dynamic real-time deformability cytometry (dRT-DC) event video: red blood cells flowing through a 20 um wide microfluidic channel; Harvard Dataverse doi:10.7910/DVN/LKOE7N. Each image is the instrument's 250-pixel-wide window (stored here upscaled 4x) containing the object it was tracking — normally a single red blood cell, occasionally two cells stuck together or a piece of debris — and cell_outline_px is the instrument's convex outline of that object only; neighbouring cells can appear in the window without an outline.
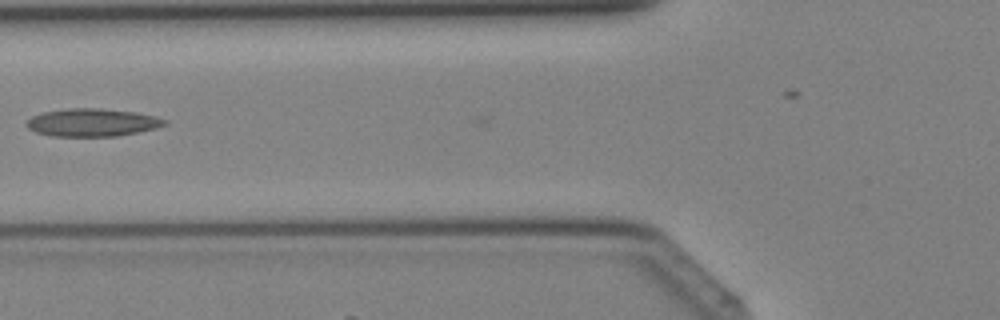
{"species": "Egyptian fruit bat (a non-hibernating species)", "species_latin": "Rousettus aegyptiacus", "temperature_condition": "cold", "stored_images_in_passage": 23, "camera_frame_rate_fps": 3000, "um_per_image_px": 0.085, "animal": {"sex": "female"}, "frame": {"image": 1, "passage_image": 6, "time_ms": 1.667, "image_size_px": [1000, 320], "cell_outline_px": [[168, 124], [156, 128], [116, 136], [52, 136], [36, 132], [28, 128], [24, 124], [32, 116], [40, 112], [68, 108], [100, 108], [136, 112], [156, 116], [168, 120]], "centroid_in_image_um": [7.84, 10.4], "position_along_channel_um": 118.0, "area_um2": 22.54}}
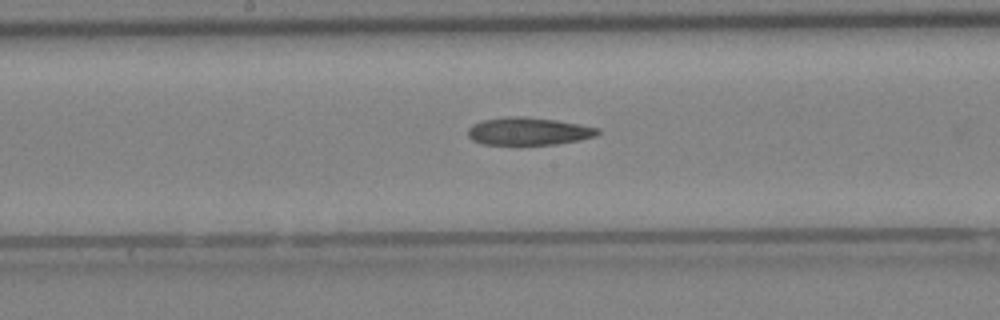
{"frame": {"image": 2, "passage_image": 11, "time_ms": 3.333, "image_size_px": [1000, 320], "cell_outline_px": [[600, 132], [596, 136], [580, 140], [556, 144], [484, 144], [472, 140], [468, 136], [468, 128], [472, 124], [484, 120], [508, 116], [524, 116], [556, 120], [580, 124], [600, 128]], "centroid_in_image_um": [44.94, 11.15], "position_along_channel_um": 203.3, "area_um2": 20.92}}
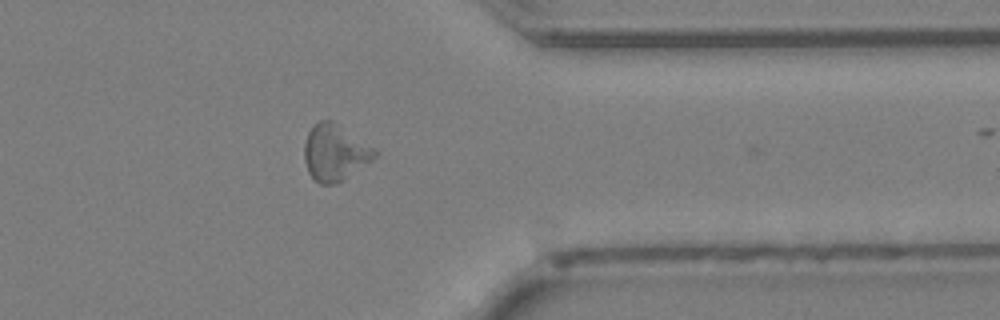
{"frame": {"image": 3, "passage_image": 22, "time_ms": 7.0, "image_size_px": [1000, 320], "cell_outline_px": [[376, 156], [372, 160], [336, 184], [320, 184], [308, 172], [304, 160], [304, 144], [308, 132], [320, 120], [332, 120], [376, 148]], "centroid_in_image_um": [28.46, 12.96], "position_along_channel_um": 382.9, "area_um2": 22.89}}